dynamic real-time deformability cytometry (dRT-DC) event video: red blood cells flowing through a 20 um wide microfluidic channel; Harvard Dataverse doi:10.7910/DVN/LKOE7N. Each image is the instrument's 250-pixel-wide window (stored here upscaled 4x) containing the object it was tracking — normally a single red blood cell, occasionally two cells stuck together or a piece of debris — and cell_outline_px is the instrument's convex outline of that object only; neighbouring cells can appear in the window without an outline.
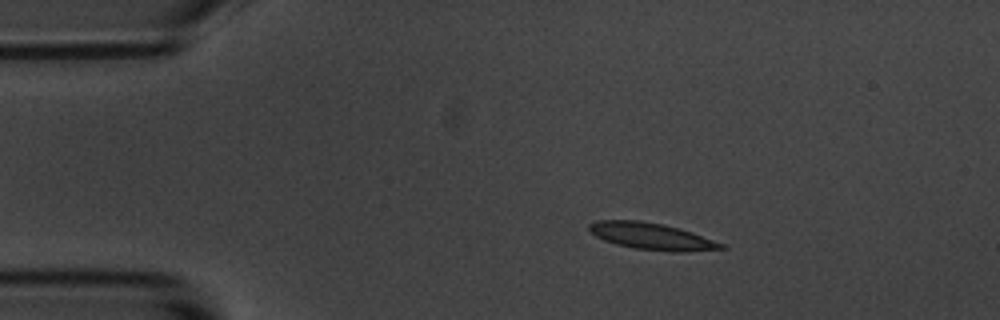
{"species": "common noctule bat (a hibernating species)", "species_latin": "Nyctalus noctula", "temperature_condition": "room temperature", "stored_images_in_passage": 7, "camera_frame_rate_fps": 3000, "um_per_image_px": 0.085, "animal": {"sex": "male", "body_mass_g": 20.1, "forearm_length_mm": 53.5}, "frame": {"image": 1, "passage_image": 1, "time_ms": 0.0, "image_size_px": [1000, 320], "cell_outline_px": [[728, 248], [684, 252], [672, 252], [636, 248], [616, 244], [604, 240], [596, 236], [588, 228], [588, 224], [596, 220], [636, 220], [664, 224], [680, 228], [692, 232], [724, 244]], "centroid_in_image_um": [55.4, 20.08], "position_along_channel_um": 29.6, "area_um2": 20.52}}
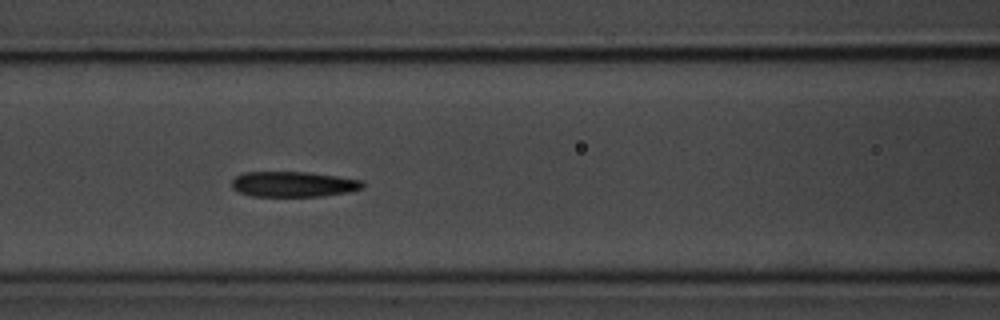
{"frame": {"image": 2, "passage_image": 5, "time_ms": 4.667, "image_size_px": [1000, 320], "cell_outline_px": [[364, 188], [348, 192], [324, 196], [252, 196], [240, 192], [232, 188], [232, 180], [236, 176], [244, 172], [308, 172], [364, 180]], "centroid_in_image_um": [24.97, 15.65], "position_along_channel_um": 141.6, "area_um2": 19.42}}
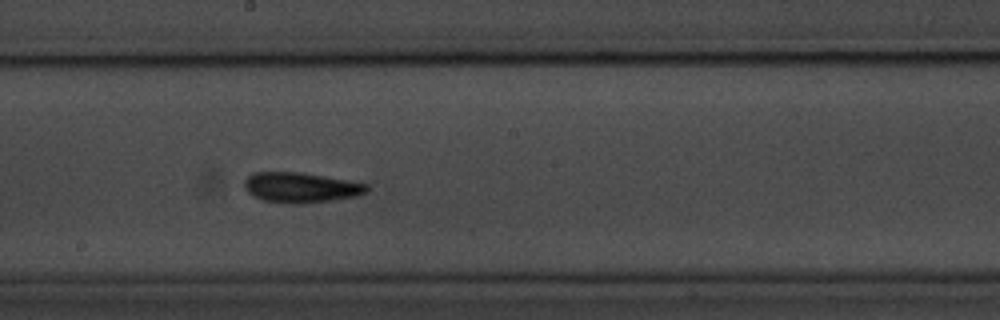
{"frame": {"image": 3, "passage_image": 7, "time_ms": 7.0, "image_size_px": [1000, 320], "cell_outline_px": [[368, 188], [364, 192], [356, 196], [332, 200], [304, 204], [288, 204], [264, 200], [248, 192], [244, 188], [244, 180], [252, 172], [300, 172], [324, 176], [368, 184]], "centroid_in_image_um": [25.53, 15.94], "position_along_channel_um": 222.7, "area_um2": 21.44}}